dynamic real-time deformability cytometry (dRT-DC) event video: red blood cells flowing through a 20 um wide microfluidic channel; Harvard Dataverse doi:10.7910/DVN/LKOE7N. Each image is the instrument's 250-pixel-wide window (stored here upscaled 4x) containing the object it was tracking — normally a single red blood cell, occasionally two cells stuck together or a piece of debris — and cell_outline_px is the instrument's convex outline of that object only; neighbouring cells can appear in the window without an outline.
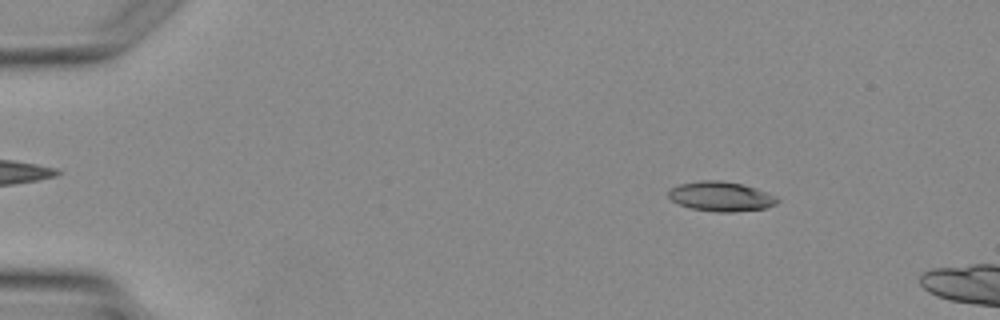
{"species": "Egyptian fruit bat (a non-hibernating species)", "species_latin": "Rousettus aegyptiacus", "temperature_condition": "warm", "stored_images_in_passage": 5, "camera_frame_rate_fps": 3000, "um_per_image_px": 0.085, "animal": {"sex": "female"}, "frame": {"image": 1, "passage_image": 2, "time_ms": 1.333, "image_size_px": [1000, 320], "cell_outline_px": [[780, 200], [776, 204], [764, 208], [732, 212], [716, 212], [692, 208], [680, 204], [672, 200], [668, 196], [668, 192], [672, 188], [680, 184], [704, 180], [720, 180], [744, 184], [756, 188], [776, 196]], "centroid_in_image_um": [61.31, 16.69], "position_along_channel_um": 23.7, "area_um2": 18.67}}
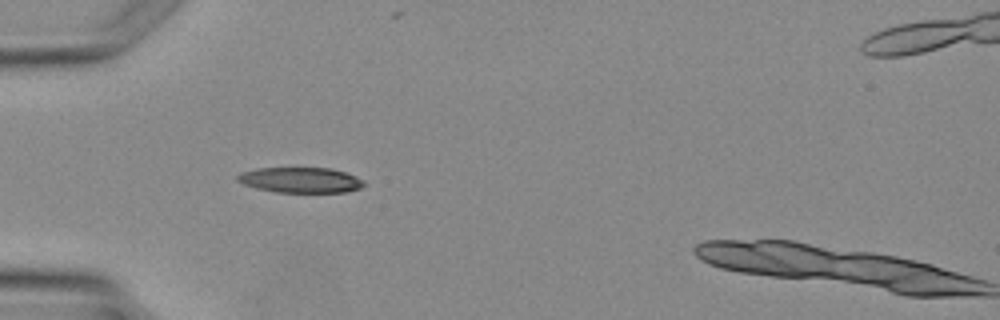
{"frame": {"image": 2, "passage_image": 4, "time_ms": 3.667, "image_size_px": [1000, 320], "cell_outline_px": [[364, 184], [360, 188], [344, 192], [276, 192], [256, 188], [244, 184], [236, 180], [236, 176], [240, 172], [256, 168], [332, 168], [356, 176], [364, 180]], "centroid_in_image_um": [25.52, 15.29], "position_along_channel_um": 59.5, "area_um2": 18.73}}